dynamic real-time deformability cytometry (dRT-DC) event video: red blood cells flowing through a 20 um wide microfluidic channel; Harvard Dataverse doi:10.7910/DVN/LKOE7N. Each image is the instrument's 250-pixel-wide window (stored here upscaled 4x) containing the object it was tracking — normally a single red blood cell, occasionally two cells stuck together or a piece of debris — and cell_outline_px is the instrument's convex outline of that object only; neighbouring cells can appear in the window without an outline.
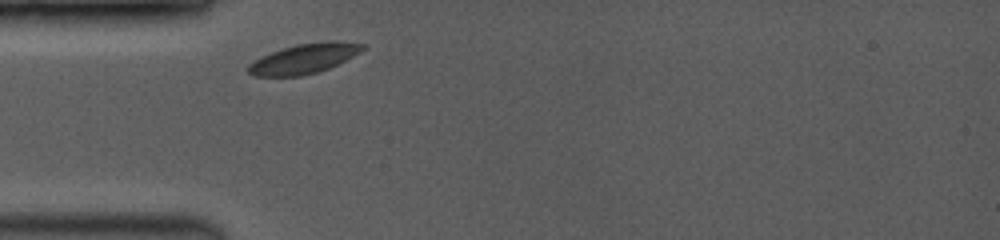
{"species": "common noctule bat (a hibernating species)", "species_latin": "Nyctalus noctula", "temperature_condition": "room temperature", "stored_images_in_passage": 1, "camera_frame_rate_fps": 3500, "um_per_image_px": 0.085, "animal": {"sex": "female", "body_mass_g": 19.0, "forearm_length_mm": 53.3}, "frame": {"image": 1, "passage_image": 1, "time_ms": 0.0, "image_size_px": [1000, 240], "cell_outline_px": [[368, 48], [328, 68], [316, 72], [300, 76], [256, 76], [248, 72], [248, 64], [280, 48], [296, 44], [328, 40], [336, 40], [368, 44]], "centroid_in_image_um": [25.91, 4.95], "position_along_channel_um": 59.1, "area_um2": 19.83}}